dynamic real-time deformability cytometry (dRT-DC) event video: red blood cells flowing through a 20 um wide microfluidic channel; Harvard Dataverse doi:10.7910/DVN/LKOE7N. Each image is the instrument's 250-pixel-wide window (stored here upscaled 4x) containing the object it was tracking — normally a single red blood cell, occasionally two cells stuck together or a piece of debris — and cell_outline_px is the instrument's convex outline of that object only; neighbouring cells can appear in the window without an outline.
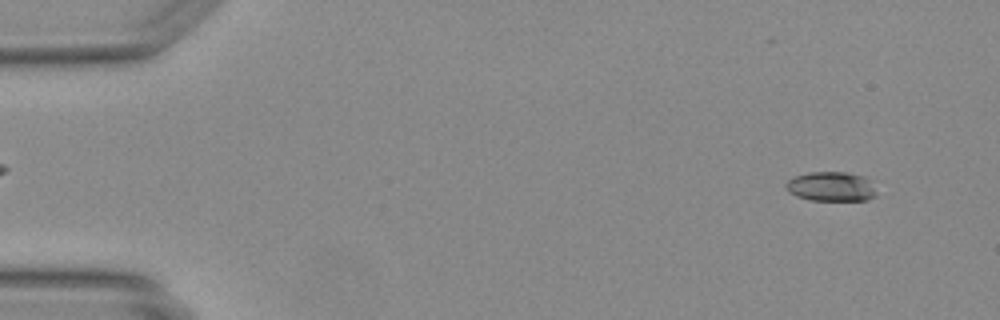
{"species": "Egyptian fruit bat (a non-hibernating species)", "species_latin": "Rousettus aegyptiacus", "temperature_condition": "warm", "stored_images_in_passage": 48, "camera_frame_rate_fps": 3000, "um_per_image_px": 0.085, "animal": {"sex": "female"}, "frame": {"image": 1, "passage_image": 4, "time_ms": 1.0, "image_size_px": [1000, 320], "cell_outline_px": [[876, 196], [868, 200], [812, 200], [796, 196], [788, 192], [784, 184], [788, 180], [796, 176], [808, 172], [844, 172], [864, 176], [868, 180], [876, 192]], "centroid_in_image_um": [70.62, 15.86], "position_along_channel_um": 14.4, "area_um2": 15.49}}
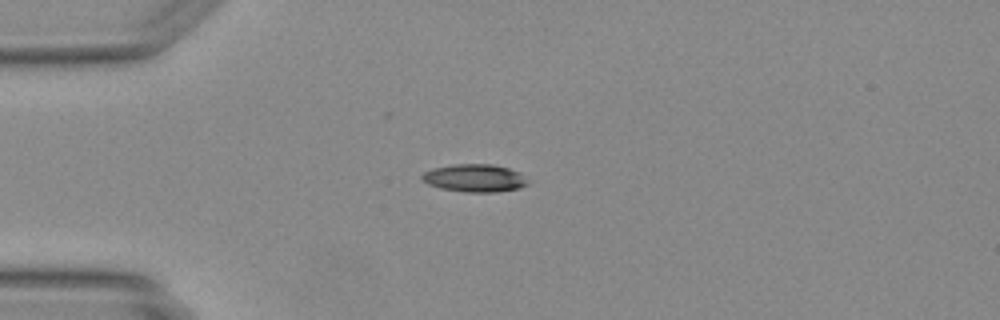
{"frame": {"image": 2, "passage_image": 13, "time_ms": 4.0, "image_size_px": [1000, 320], "cell_outline_px": [[528, 184], [520, 188], [496, 192], [464, 192], [440, 188], [428, 184], [420, 176], [424, 172], [432, 168], [452, 164], [492, 164], [508, 168], [520, 172]], "centroid_in_image_um": [40.33, 15.13], "position_along_channel_um": 44.7, "area_um2": 17.11}}
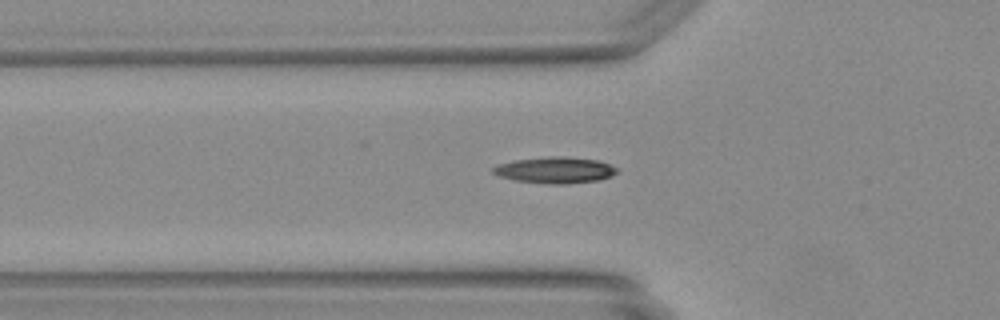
{"frame": {"image": 3, "passage_image": 17, "time_ms": 5.333, "image_size_px": [1000, 320], "cell_outline_px": [[620, 168], [612, 176], [596, 180], [564, 184], [552, 184], [516, 180], [500, 176], [492, 172], [492, 168], [496, 164], [516, 160], [548, 156], [564, 156], [600, 160]], "centroid_in_image_um": [47.21, 14.44], "position_along_channel_um": 78.6, "area_um2": 18.96}}